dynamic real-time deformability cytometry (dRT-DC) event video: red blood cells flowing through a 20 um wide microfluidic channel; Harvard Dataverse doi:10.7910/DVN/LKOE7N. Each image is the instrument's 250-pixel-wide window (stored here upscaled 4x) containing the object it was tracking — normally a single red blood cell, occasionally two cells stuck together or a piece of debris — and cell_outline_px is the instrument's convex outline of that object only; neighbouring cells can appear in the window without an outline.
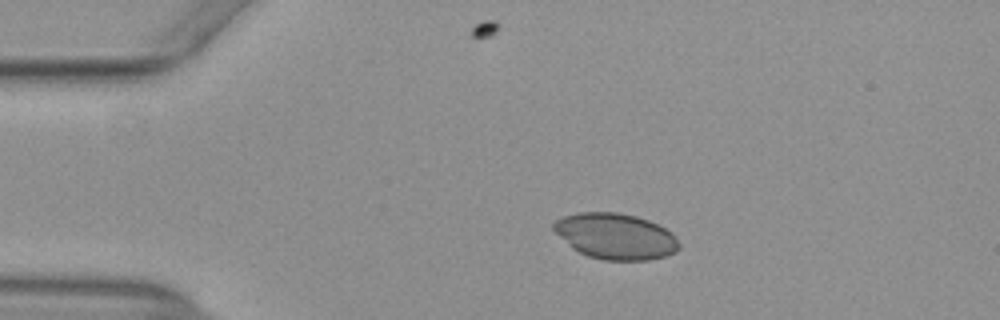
{"species": "common noctule bat (a hibernating species)", "species_latin": "Nyctalus noctula", "temperature_condition": "warm", "stored_images_in_passage": 14, "camera_frame_rate_fps": 3000, "um_per_image_px": 0.085, "animal": {"sex": "female", "body_mass_g": 29.2, "forearm_length_mm": 56.3}, "frame": {"image": 1, "passage_image": 10, "time_ms": 3.0, "image_size_px": [1000, 320], "cell_outline_px": [[680, 248], [676, 252], [664, 256], [648, 260], [604, 260], [588, 256], [572, 248], [552, 228], [552, 224], [556, 220], [564, 216], [580, 212], [620, 212], [636, 216], [648, 220], [672, 232], [680, 244]], "centroid_in_image_um": [52.33, 20.08], "position_along_channel_um": 32.7, "area_um2": 33.47}}